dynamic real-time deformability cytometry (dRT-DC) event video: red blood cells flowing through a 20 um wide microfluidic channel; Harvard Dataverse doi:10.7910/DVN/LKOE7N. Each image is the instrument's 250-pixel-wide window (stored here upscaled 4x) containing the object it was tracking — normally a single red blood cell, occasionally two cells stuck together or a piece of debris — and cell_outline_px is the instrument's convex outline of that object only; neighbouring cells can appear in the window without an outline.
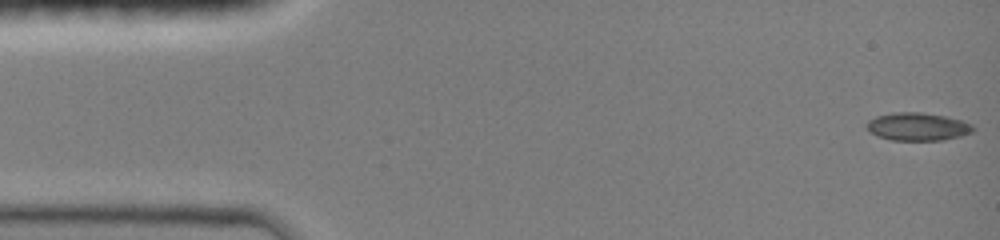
{"species": "common noctule bat (a hibernating species)", "species_latin": "Nyctalus noctula", "temperature_condition": "room temperature", "stored_images_in_passage": 57, "camera_frame_rate_fps": 3000, "um_per_image_px": 0.085, "animal": {"sex": "female", "body_mass_g": 19.0, "forearm_length_mm": 51.5}, "frame": {"image": 1, "passage_image": 1, "time_ms": 0.0, "image_size_px": [1000, 240], "cell_outline_px": [[976, 128], [972, 132], [960, 136], [944, 140], [892, 140], [868, 132], [864, 124], [868, 120], [876, 116], [892, 112], [920, 112], [944, 116], [960, 120], [972, 124]], "centroid_in_image_um": [77.97, 10.76], "position_along_channel_um": 7.0, "area_um2": 17.4}}
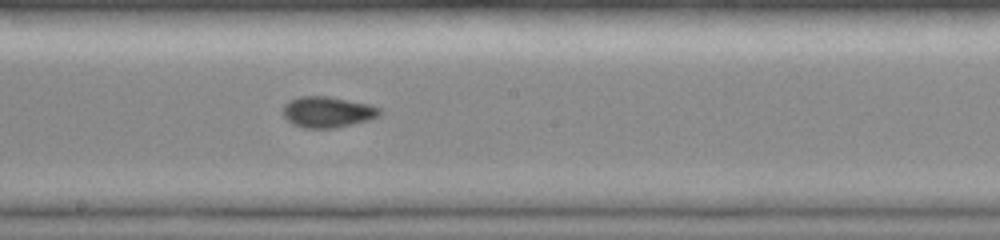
{"frame": {"image": 2, "passage_image": 35, "time_ms": 8.0, "image_size_px": [1000, 240], "cell_outline_px": [[384, 112], [380, 116], [368, 120], [336, 128], [304, 128], [292, 124], [284, 116], [284, 104], [288, 100], [300, 96], [328, 96], [368, 104], [380, 108]], "centroid_in_image_um": [27.85, 9.52], "position_along_channel_um": 220.3, "area_um2": 17.51}}
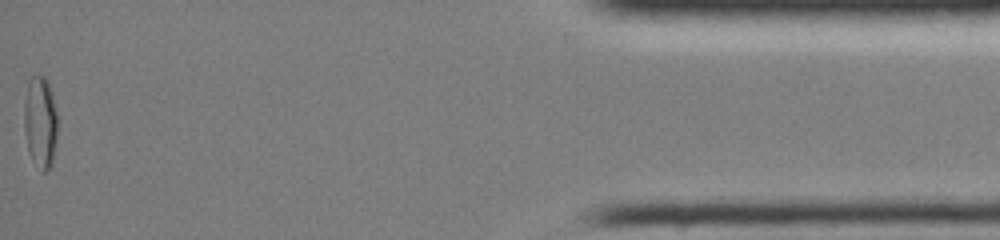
{"frame": {"image": 3, "passage_image": 57, "time_ms": 15.0, "image_size_px": [1000, 240], "cell_outline_px": [[56, 140], [52, 164], [48, 172], [44, 172], [32, 160], [28, 152], [24, 132], [24, 100], [28, 80], [32, 76], [44, 76], [48, 80], [52, 92], [56, 108]], "centroid_in_image_um": [3.41, 10.36], "position_along_channel_um": 431.8, "area_um2": 18.15}, "authors_computed_cell_mechanics": {"area_um2": 16.8198, "velocity_mm_per_s": 4.1649, "shape_relaxation_time_tau1_ms": 10.8434, "shape_relaxation_time_tau2_ms": 2.3821, "deformation_change_tau1": 0.2531, "deformation_change_tau2": 0.0695}}